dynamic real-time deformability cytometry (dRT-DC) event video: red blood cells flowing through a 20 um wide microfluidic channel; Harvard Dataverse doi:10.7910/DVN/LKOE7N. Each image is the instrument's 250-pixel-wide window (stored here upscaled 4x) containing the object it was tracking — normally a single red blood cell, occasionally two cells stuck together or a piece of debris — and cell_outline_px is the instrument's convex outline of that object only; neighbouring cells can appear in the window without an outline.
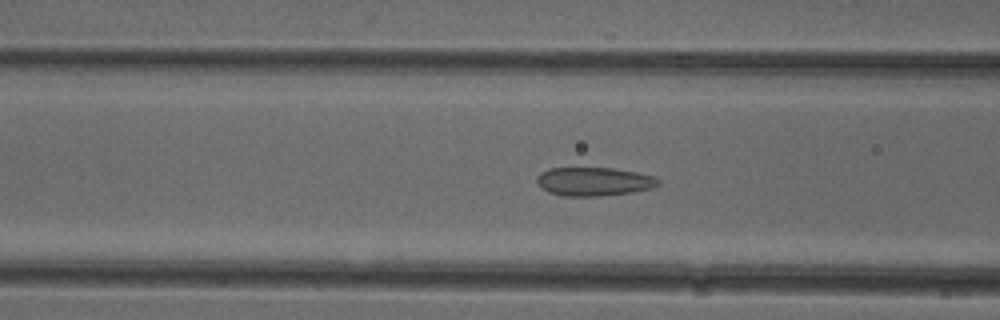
{"species": "common noctule bat (a hibernating species)", "species_latin": "Nyctalus noctula", "temperature_condition": "cold", "stored_images_in_passage": 52, "camera_frame_rate_fps": 3000, "um_per_image_px": 0.085, "animal": {"sex": "female"}, "frame": {"image": 1, "passage_image": 20, "time_ms": 6.333, "image_size_px": [1000, 320], "cell_outline_px": [[660, 184], [652, 188], [632, 192], [596, 196], [560, 196], [548, 192], [540, 188], [536, 180], [536, 176], [540, 172], [548, 168], [612, 168], [636, 172], [656, 176], [660, 180]], "centroid_in_image_um": [50.46, 15.43], "position_along_channel_um": 116.1, "area_um2": 20.46}}
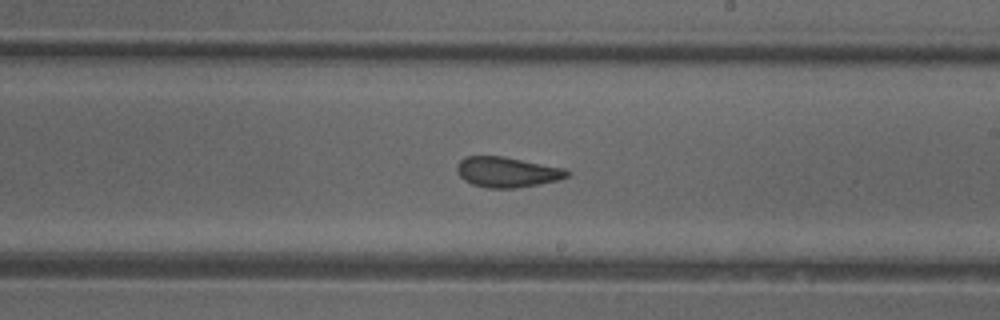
{"frame": {"image": 2, "passage_image": 30, "time_ms": 9.667, "image_size_px": [1000, 320], "cell_outline_px": [[568, 176], [560, 180], [516, 188], [488, 188], [472, 184], [464, 180], [456, 172], [456, 164], [464, 156], [504, 156], [564, 168], [568, 172]], "centroid_in_image_um": [43.06, 14.62], "position_along_channel_um": 245.9, "area_um2": 19.54}}
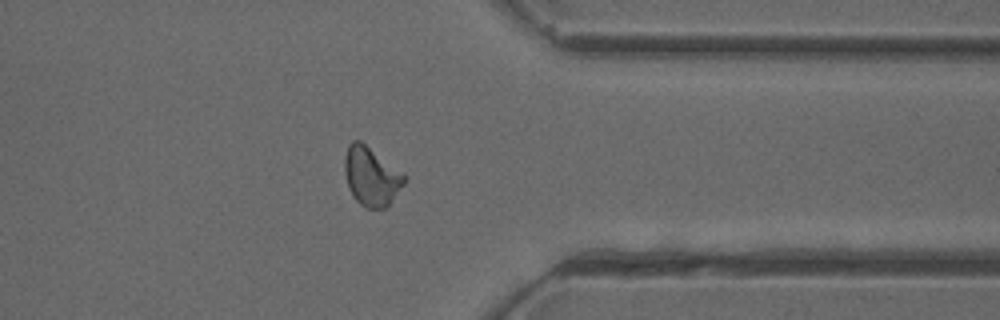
{"frame": {"image": 3, "passage_image": 41, "time_ms": 13.333, "image_size_px": [1000, 320], "cell_outline_px": [[408, 176], [404, 184], [388, 208], [364, 208], [352, 196], [348, 188], [344, 172], [344, 156], [348, 144], [352, 140], [360, 140], [404, 172]], "centroid_in_image_um": [31.57, 14.99], "position_along_channel_um": 379.8, "area_um2": 21.04}, "authors_computed_cell_mechanics": {"area_um2": 20.2011, "velocity_mm_per_s": 3.8902, "shape_relaxation_time_tau1_ms": null, "shape_relaxation_time_tau2_ms": 1.6229, "deformation_change_tau1": null, "deformation_change_tau2": 0.0715}}